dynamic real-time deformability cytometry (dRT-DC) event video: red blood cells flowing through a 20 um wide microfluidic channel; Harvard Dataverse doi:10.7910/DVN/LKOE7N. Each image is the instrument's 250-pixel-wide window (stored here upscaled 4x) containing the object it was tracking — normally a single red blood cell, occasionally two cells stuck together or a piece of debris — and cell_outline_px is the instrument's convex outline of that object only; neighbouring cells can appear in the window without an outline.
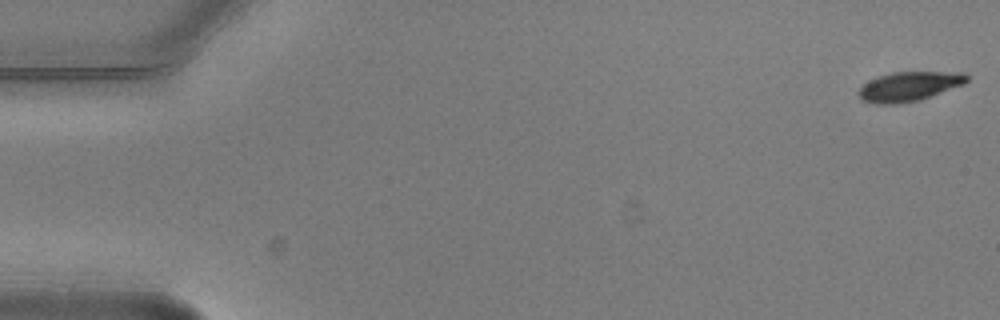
{"species": "common noctule bat (a hibernating species)", "species_latin": "Nyctalus noctula", "temperature_condition": "warm", "stored_images_in_passage": 8, "camera_frame_rate_fps": 3000, "um_per_image_px": 0.085, "animal": {"sex": "male", "body_mass_g": 20.5, "forearm_length_mm": 52.5}, "frame": {"image": 1, "passage_image": 1, "time_ms": 0.0, "image_size_px": [1000, 320], "cell_outline_px": [[968, 80], [964, 84], [920, 100], [900, 104], [876, 104], [860, 100], [856, 92], [868, 80], [892, 72], [964, 72], [968, 76]], "centroid_in_image_um": [77.24, 7.35], "position_along_channel_um": 7.8, "area_um2": 18.73}}
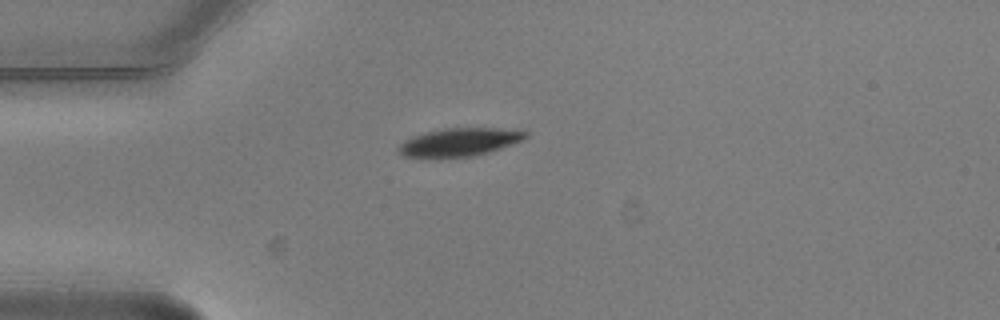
{"frame": {"image": 2, "passage_image": 4, "time_ms": 1.0, "image_size_px": [1000, 320], "cell_outline_px": [[528, 136], [520, 140], [500, 148], [488, 152], [472, 156], [404, 156], [396, 148], [404, 140], [412, 136], [424, 132], [444, 128], [496, 128], [528, 132]], "centroid_in_image_um": [39.01, 12.05], "position_along_channel_um": 46.0, "area_um2": 20.17}}
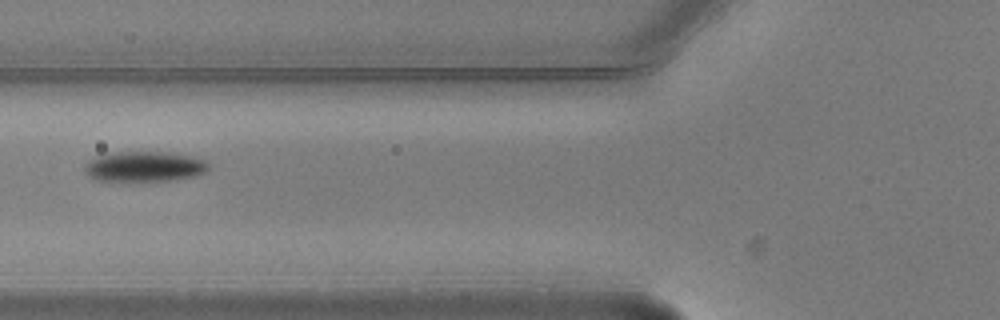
{"frame": {"image": 3, "passage_image": 6, "time_ms": 1.667, "image_size_px": [1000, 320], "cell_outline_px": [[208, 172], [192, 176], [168, 180], [96, 180], [88, 176], [84, 172], [84, 164], [88, 160], [96, 156], [108, 152], [160, 152], [188, 156], [204, 160], [208, 164]], "centroid_in_image_um": [12.19, 14.14], "position_along_channel_um": 113.6, "area_um2": 21.56}}